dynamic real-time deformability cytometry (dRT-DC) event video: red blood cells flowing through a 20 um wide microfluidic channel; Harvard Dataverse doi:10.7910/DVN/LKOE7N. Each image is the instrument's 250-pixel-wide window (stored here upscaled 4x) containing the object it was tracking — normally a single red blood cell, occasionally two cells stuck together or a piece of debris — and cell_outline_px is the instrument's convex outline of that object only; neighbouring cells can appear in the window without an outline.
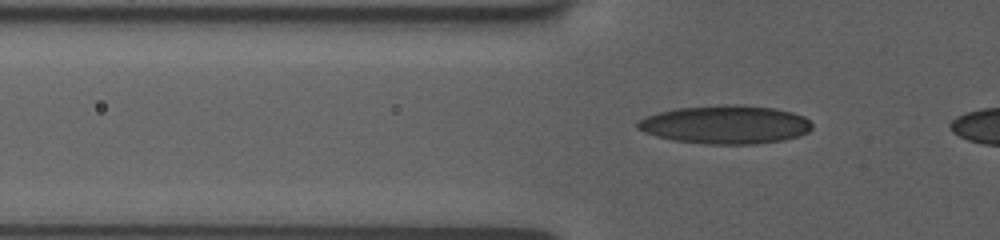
{"species": "human", "species_latin": "Homo sapiens", "temperature_condition": "room temperature", "stored_images_in_passage": 10, "segment_of_instrument_passage": [1, 2], "camera_frame_rate_fps": 3000, "um_per_image_px": 0.085, "donor": {"sex": "female"}, "frame": {"image": 1, "passage_image": 7, "time_ms": 2.0, "image_size_px": [1000, 240], "cell_outline_px": [[812, 128], [808, 132], [800, 136], [780, 140], [756, 144], [704, 144], [672, 140], [656, 136], [644, 132], [636, 128], [636, 120], [656, 112], [676, 108], [724, 104], [732, 104], [776, 108], [792, 112], [804, 116], [812, 124]], "centroid_in_image_um": [61.63, 10.58], "position_along_channel_um": 64.2, "area_um2": 39.42}}
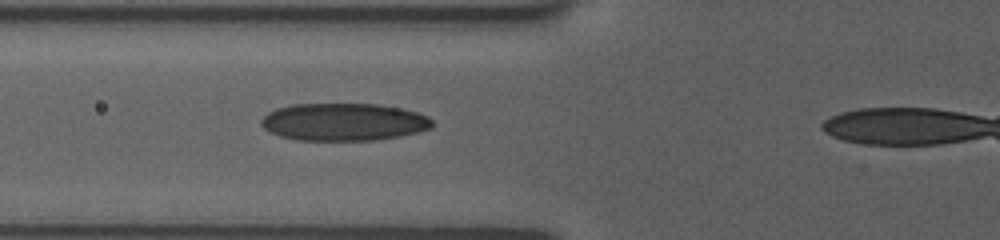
{"frame": {"image": 2, "passage_image": 9, "time_ms": 3.0, "image_size_px": [1000, 240], "cell_outline_px": [[432, 128], [400, 136], [376, 140], [296, 140], [280, 136], [264, 128], [260, 124], [260, 120], [268, 112], [276, 108], [292, 104], [376, 104], [400, 108], [416, 112], [428, 116], [432, 120]], "centroid_in_image_um": [29.2, 10.36], "position_along_channel_um": 96.6, "area_um2": 37.4}}